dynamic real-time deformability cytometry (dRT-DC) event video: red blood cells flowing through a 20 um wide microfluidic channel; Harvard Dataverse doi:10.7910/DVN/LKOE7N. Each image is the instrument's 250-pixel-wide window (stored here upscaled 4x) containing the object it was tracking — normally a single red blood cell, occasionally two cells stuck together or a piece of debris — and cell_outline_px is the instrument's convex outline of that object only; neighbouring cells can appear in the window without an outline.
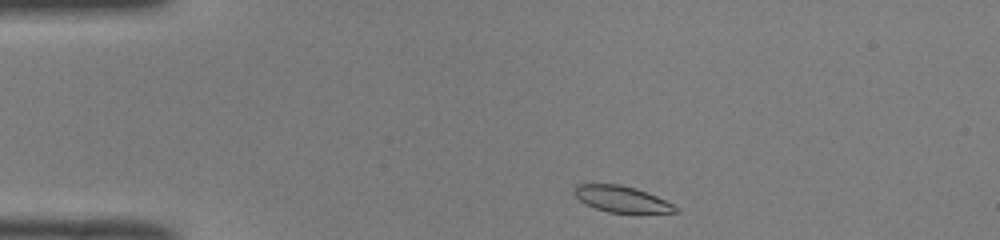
{"species": "common noctule bat (a hibernating species)", "species_latin": "Nyctalus noctula", "temperature_condition": "room temperature", "stored_images_in_passage": 41, "camera_frame_rate_fps": 3000, "um_per_image_px": 0.085, "animal": {"sex": "male", "body_mass_g": 19.0, "forearm_length_mm": 50.8}, "frame": {"image": 1, "passage_image": 1, "time_ms": 0.0, "image_size_px": [1000, 240], "cell_outline_px": [[680, 212], [608, 212], [584, 204], [572, 192], [576, 184], [620, 184], [636, 188], [656, 196], [672, 204]], "centroid_in_image_um": [52.77, 16.9], "position_along_channel_um": 32.2, "area_um2": 15.2}}
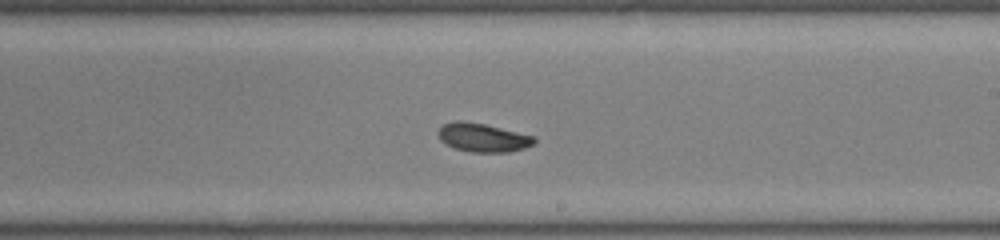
{"frame": {"image": 2, "passage_image": 21, "time_ms": 6.667, "image_size_px": [1000, 240], "cell_outline_px": [[536, 140], [532, 144], [524, 148], [508, 152], [468, 152], [452, 148], [444, 144], [440, 140], [436, 132], [444, 124], [456, 120], [460, 120], [484, 124], [536, 136]], "centroid_in_image_um": [41.0, 11.7], "position_along_channel_um": 248.0, "area_um2": 16.18}}
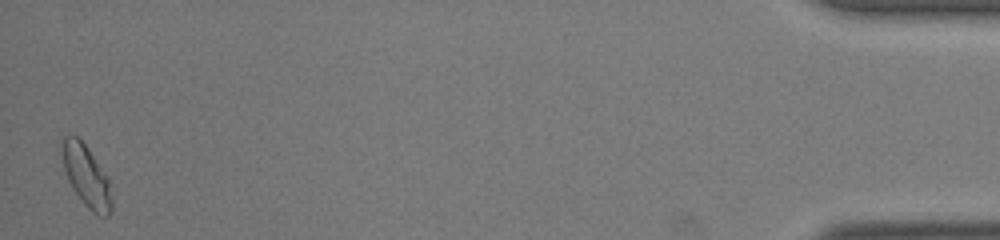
{"frame": {"image": 3, "passage_image": 41, "time_ms": 13.333, "image_size_px": [1000, 240], "cell_outline_px": [[112, 212], [108, 216], [96, 216], [84, 204], [72, 188], [68, 180], [64, 168], [60, 144], [60, 140], [64, 136], [72, 132], [88, 148], [108, 180], [112, 192]], "centroid_in_image_um": [7.32, 14.96], "position_along_channel_um": 427.9, "area_um2": 17.98}, "authors_computed_cell_mechanics": {"area_um2": 16.2418, "velocity_mm_per_s": 4.0167, "shape_relaxation_time_tau1_ms": 10.9794, "shape_relaxation_time_tau2_ms": 7.8712, "deformation_change_tau1": 0.2838, "deformation_change_tau2": 0.0899}}